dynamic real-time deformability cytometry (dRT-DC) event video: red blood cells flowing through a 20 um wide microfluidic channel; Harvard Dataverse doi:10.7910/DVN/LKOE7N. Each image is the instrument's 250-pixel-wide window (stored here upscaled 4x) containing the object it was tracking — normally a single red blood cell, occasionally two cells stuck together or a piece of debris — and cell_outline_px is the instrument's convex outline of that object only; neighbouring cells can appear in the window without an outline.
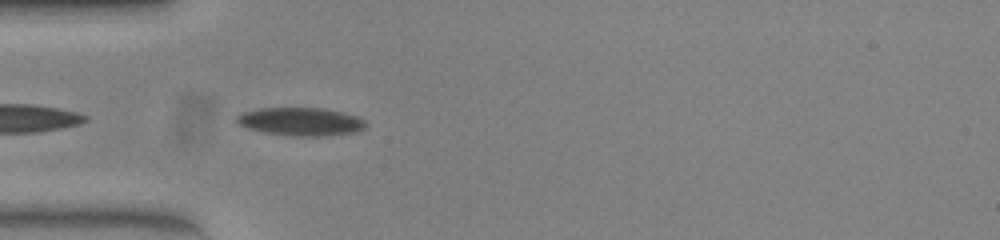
{"species": "common noctule bat (a hibernating species)", "species_latin": "Nyctalus noctula", "temperature_condition": "warm", "stored_images_in_passage": 40, "camera_frame_rate_fps": 3000, "um_per_image_px": 0.085, "animal": {"sex": "female", "body_mass_g": 23.0, "forearm_length_mm": 53.4}, "frame": {"image": 1, "passage_image": 2, "time_ms": 0.333, "image_size_px": [1000, 240], "cell_outline_px": [[364, 128], [356, 132], [324, 136], [296, 136], [264, 132], [248, 128], [236, 124], [236, 116], [244, 112], [260, 108], [320, 108], [344, 112], [356, 116], [364, 120]], "centroid_in_image_um": [25.54, 10.33], "position_along_channel_um": 59.5, "area_um2": 21.04}}
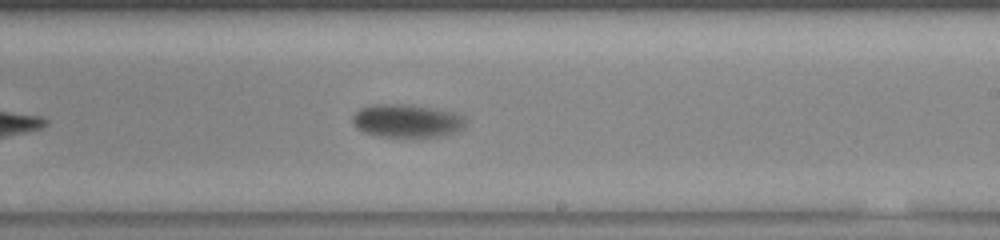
{"frame": {"image": 2, "passage_image": 18, "time_ms": 5.667, "image_size_px": [1000, 240], "cell_outline_px": [[464, 128], [444, 136], [380, 136], [364, 132], [356, 128], [352, 124], [352, 116], [360, 108], [372, 104], [412, 104], [432, 108], [464, 116]], "centroid_in_image_um": [34.53, 10.26], "position_along_channel_um": 254.5, "area_um2": 21.68}}
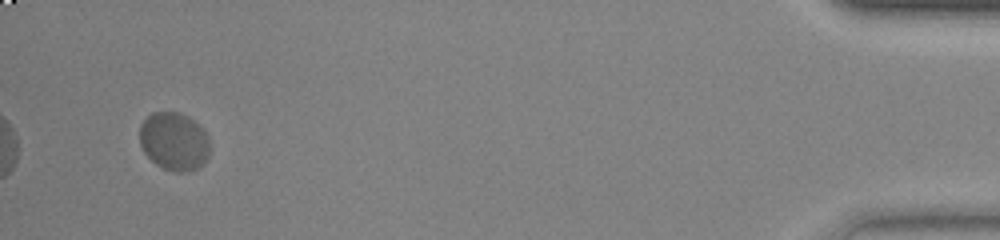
{"frame": {"image": 3, "passage_image": 38, "time_ms": 12.333, "image_size_px": [1000, 240], "cell_outline_px": [[208, 156], [196, 168], [184, 172], [176, 172], [164, 168], [156, 164], [144, 152], [140, 144], [140, 124], [152, 112], [180, 112], [188, 116], [200, 124], [204, 128], [208, 136]], "centroid_in_image_um": [14.79, 11.98], "position_along_channel_um": 420.4, "area_um2": 23.7}, "authors_computed_cell_mechanics": {"area_um2": 22.1374, "velocity_mm_per_s": 3.7217, "shape_relaxation_time_tau1_ms": 2.9876, "shape_relaxation_time_tau2_ms": null, "deformation_change_tau1": 0.0964, "deformation_change_tau2": null}}